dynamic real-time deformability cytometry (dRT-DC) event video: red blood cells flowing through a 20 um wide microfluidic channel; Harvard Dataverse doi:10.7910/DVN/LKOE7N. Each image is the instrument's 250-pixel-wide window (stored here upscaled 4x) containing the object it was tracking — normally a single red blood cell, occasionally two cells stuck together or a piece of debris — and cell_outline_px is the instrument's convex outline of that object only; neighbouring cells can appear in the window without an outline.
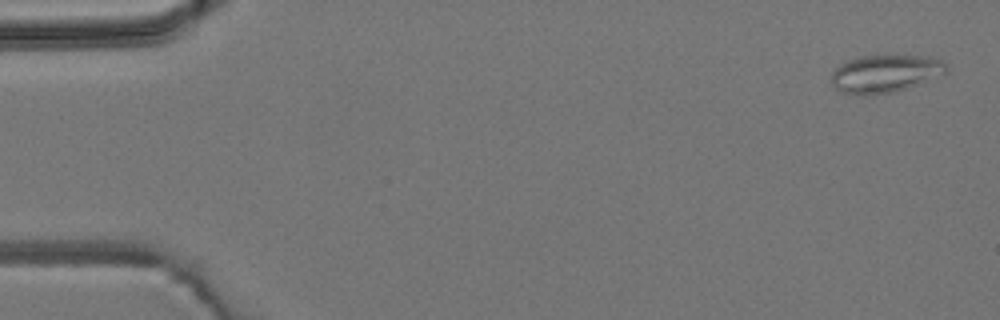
{"species": "common noctule bat (a hibernating species)", "species_latin": "Nyctalus noctula", "temperature_condition": "room temperature", "stored_images_in_passage": 6, "camera_frame_rate_fps": 3000, "um_per_image_px": 0.085, "animal": {"sex": "male", "body_mass_g": 19.2, "forearm_length_mm": 51.8}, "frame": {"image": 1, "passage_image": 1, "time_ms": 0.0, "image_size_px": [1000, 320], "cell_outline_px": [[948, 72], [904, 88], [892, 92], [872, 96], [856, 96], [840, 92], [832, 84], [832, 72], [840, 64], [848, 60], [860, 56], [928, 56], [940, 60], [948, 64]], "centroid_in_image_um": [75.19, 6.27], "position_along_channel_um": 9.8, "area_um2": 25.2}}